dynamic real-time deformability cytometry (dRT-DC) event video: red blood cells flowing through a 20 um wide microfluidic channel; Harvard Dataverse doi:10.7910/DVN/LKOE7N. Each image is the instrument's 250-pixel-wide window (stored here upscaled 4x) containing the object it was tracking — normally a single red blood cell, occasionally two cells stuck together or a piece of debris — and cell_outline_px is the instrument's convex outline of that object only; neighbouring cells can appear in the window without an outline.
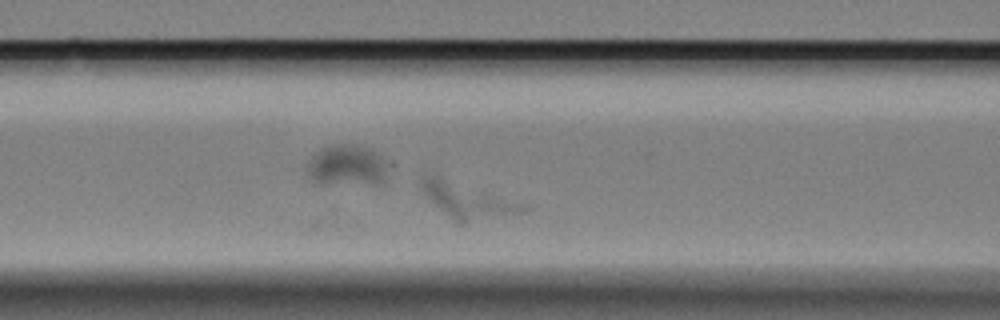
{"species": "Egyptian fruit bat (a non-hibernating species)", "species_latin": "Rousettus aegyptiacus", "temperature_condition": "cold", "stored_images_in_passage": 27, "camera_frame_rate_fps": 3000, "um_per_image_px": 0.085, "animal": {"sex": "female"}, "frame": {"image": 1, "passage_image": 9, "time_ms": 2.667, "image_size_px": [1000, 320], "cell_outline_px": [[532, 208], [524, 212], [464, 224], [456, 224], [424, 192], [420, 184], [424, 176], [436, 172], [524, 204]], "centroid_in_image_um": [39.76, 17.01], "position_along_channel_um": 126.8, "area_um2": 21.39}}
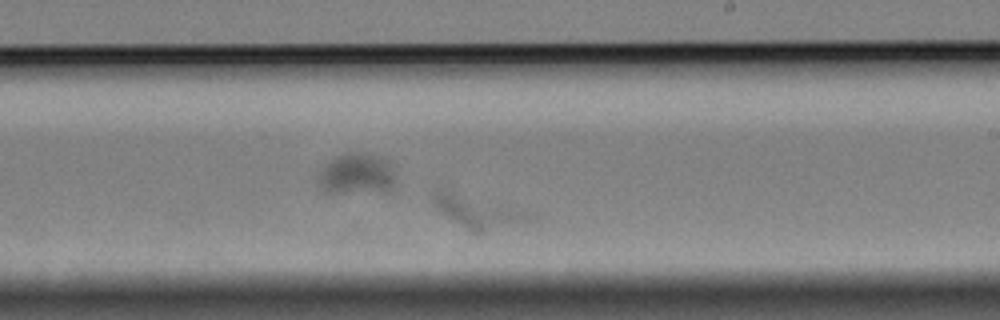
{"frame": {"image": 2, "passage_image": 23, "time_ms": 7.333, "image_size_px": [1000, 320], "cell_outline_px": [[540, 212], [532, 220], [484, 232], [472, 232], [448, 216], [432, 200], [432, 192], [440, 188]], "centroid_in_image_um": [40.8, 17.96], "position_along_channel_um": 248.2, "area_um2": 18.38}}
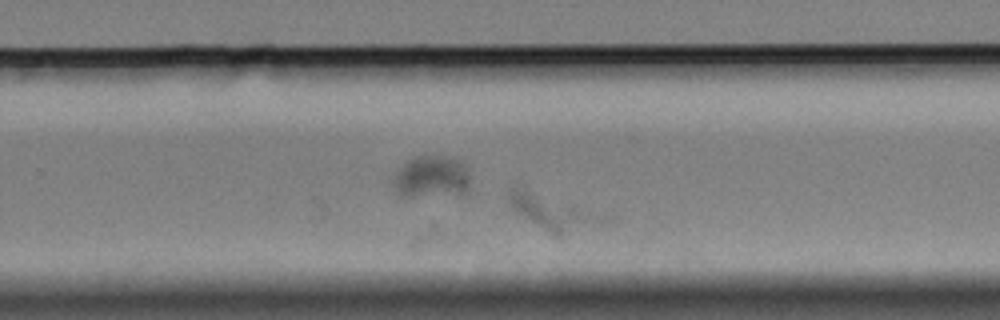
{"frame": {"image": 3, "passage_image": 27, "time_ms": 8.667, "image_size_px": [1000, 320], "cell_outline_px": [[616, 220], [560, 236], [552, 236], [524, 216], [512, 204], [508, 196], [508, 188], [524, 188], [612, 216]], "centroid_in_image_um": [47.19, 18.08], "position_along_channel_um": 282.6, "area_um2": 19.13}}